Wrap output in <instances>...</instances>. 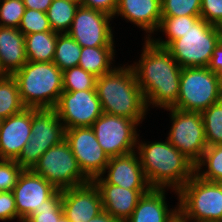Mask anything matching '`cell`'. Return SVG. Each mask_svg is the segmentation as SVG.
<instances>
[{
  "instance_id": "52a82bcc",
  "label": "cell",
  "mask_w": 222,
  "mask_h": 222,
  "mask_svg": "<svg viewBox=\"0 0 222 222\" xmlns=\"http://www.w3.org/2000/svg\"><path fill=\"white\" fill-rule=\"evenodd\" d=\"M222 99V79L208 67H185L180 74L178 100L172 107L202 112Z\"/></svg>"
},
{
  "instance_id": "b9f144b4",
  "label": "cell",
  "mask_w": 222,
  "mask_h": 222,
  "mask_svg": "<svg viewBox=\"0 0 222 222\" xmlns=\"http://www.w3.org/2000/svg\"><path fill=\"white\" fill-rule=\"evenodd\" d=\"M88 222H123V221L113 217L110 213L103 210L97 216L90 219Z\"/></svg>"
},
{
  "instance_id": "5b68a950",
  "label": "cell",
  "mask_w": 222,
  "mask_h": 222,
  "mask_svg": "<svg viewBox=\"0 0 222 222\" xmlns=\"http://www.w3.org/2000/svg\"><path fill=\"white\" fill-rule=\"evenodd\" d=\"M222 40V27L207 23L199 18L165 49L182 67H208L213 52Z\"/></svg>"
},
{
  "instance_id": "f35d334b",
  "label": "cell",
  "mask_w": 222,
  "mask_h": 222,
  "mask_svg": "<svg viewBox=\"0 0 222 222\" xmlns=\"http://www.w3.org/2000/svg\"><path fill=\"white\" fill-rule=\"evenodd\" d=\"M118 0H83L82 6L114 16Z\"/></svg>"
},
{
  "instance_id": "d6a6232c",
  "label": "cell",
  "mask_w": 222,
  "mask_h": 222,
  "mask_svg": "<svg viewBox=\"0 0 222 222\" xmlns=\"http://www.w3.org/2000/svg\"><path fill=\"white\" fill-rule=\"evenodd\" d=\"M18 29L24 34L52 31L46 12L26 8Z\"/></svg>"
},
{
  "instance_id": "83f0119b",
  "label": "cell",
  "mask_w": 222,
  "mask_h": 222,
  "mask_svg": "<svg viewBox=\"0 0 222 222\" xmlns=\"http://www.w3.org/2000/svg\"><path fill=\"white\" fill-rule=\"evenodd\" d=\"M79 5L66 0H52L46 14L51 30L57 33H67L72 25Z\"/></svg>"
},
{
  "instance_id": "cb8c5ba5",
  "label": "cell",
  "mask_w": 222,
  "mask_h": 222,
  "mask_svg": "<svg viewBox=\"0 0 222 222\" xmlns=\"http://www.w3.org/2000/svg\"><path fill=\"white\" fill-rule=\"evenodd\" d=\"M58 33L54 31L25 35L27 60L31 62H53Z\"/></svg>"
},
{
  "instance_id": "60d3db41",
  "label": "cell",
  "mask_w": 222,
  "mask_h": 222,
  "mask_svg": "<svg viewBox=\"0 0 222 222\" xmlns=\"http://www.w3.org/2000/svg\"><path fill=\"white\" fill-rule=\"evenodd\" d=\"M26 8L47 12L52 0H23Z\"/></svg>"
},
{
  "instance_id": "7c38bea8",
  "label": "cell",
  "mask_w": 222,
  "mask_h": 222,
  "mask_svg": "<svg viewBox=\"0 0 222 222\" xmlns=\"http://www.w3.org/2000/svg\"><path fill=\"white\" fill-rule=\"evenodd\" d=\"M113 20L111 15L79 6L67 33L81 47H116Z\"/></svg>"
},
{
  "instance_id": "ab89813d",
  "label": "cell",
  "mask_w": 222,
  "mask_h": 222,
  "mask_svg": "<svg viewBox=\"0 0 222 222\" xmlns=\"http://www.w3.org/2000/svg\"><path fill=\"white\" fill-rule=\"evenodd\" d=\"M208 68L222 79V40L216 46Z\"/></svg>"
},
{
  "instance_id": "2e32d148",
  "label": "cell",
  "mask_w": 222,
  "mask_h": 222,
  "mask_svg": "<svg viewBox=\"0 0 222 222\" xmlns=\"http://www.w3.org/2000/svg\"><path fill=\"white\" fill-rule=\"evenodd\" d=\"M62 208L70 222H88L103 211L99 189L90 181L62 190Z\"/></svg>"
},
{
  "instance_id": "f546056e",
  "label": "cell",
  "mask_w": 222,
  "mask_h": 222,
  "mask_svg": "<svg viewBox=\"0 0 222 222\" xmlns=\"http://www.w3.org/2000/svg\"><path fill=\"white\" fill-rule=\"evenodd\" d=\"M207 146L222 144V99L201 112Z\"/></svg>"
},
{
  "instance_id": "ffe728a7",
  "label": "cell",
  "mask_w": 222,
  "mask_h": 222,
  "mask_svg": "<svg viewBox=\"0 0 222 222\" xmlns=\"http://www.w3.org/2000/svg\"><path fill=\"white\" fill-rule=\"evenodd\" d=\"M169 191L170 194L177 196L175 206L172 204L170 206L167 201ZM178 213V192L170 189L151 188L140 197L132 215L125 222H169Z\"/></svg>"
},
{
  "instance_id": "ac0fdd59",
  "label": "cell",
  "mask_w": 222,
  "mask_h": 222,
  "mask_svg": "<svg viewBox=\"0 0 222 222\" xmlns=\"http://www.w3.org/2000/svg\"><path fill=\"white\" fill-rule=\"evenodd\" d=\"M32 108L2 119L0 125V159L16 160L32 135Z\"/></svg>"
},
{
  "instance_id": "74e56055",
  "label": "cell",
  "mask_w": 222,
  "mask_h": 222,
  "mask_svg": "<svg viewBox=\"0 0 222 222\" xmlns=\"http://www.w3.org/2000/svg\"><path fill=\"white\" fill-rule=\"evenodd\" d=\"M0 220L18 222V213L12 191H0Z\"/></svg>"
},
{
  "instance_id": "5bb4252c",
  "label": "cell",
  "mask_w": 222,
  "mask_h": 222,
  "mask_svg": "<svg viewBox=\"0 0 222 222\" xmlns=\"http://www.w3.org/2000/svg\"><path fill=\"white\" fill-rule=\"evenodd\" d=\"M65 140L90 181L103 174L110 158L99 145L92 127L65 129Z\"/></svg>"
},
{
  "instance_id": "4fadbf2b",
  "label": "cell",
  "mask_w": 222,
  "mask_h": 222,
  "mask_svg": "<svg viewBox=\"0 0 222 222\" xmlns=\"http://www.w3.org/2000/svg\"><path fill=\"white\" fill-rule=\"evenodd\" d=\"M54 109L64 129L91 127L103 113L96 89L63 91Z\"/></svg>"
},
{
  "instance_id": "6da1fadb",
  "label": "cell",
  "mask_w": 222,
  "mask_h": 222,
  "mask_svg": "<svg viewBox=\"0 0 222 222\" xmlns=\"http://www.w3.org/2000/svg\"><path fill=\"white\" fill-rule=\"evenodd\" d=\"M139 59L129 64L142 90L148 110L172 108L180 89L182 67L165 49L150 39L142 43Z\"/></svg>"
},
{
  "instance_id": "4316f807",
  "label": "cell",
  "mask_w": 222,
  "mask_h": 222,
  "mask_svg": "<svg viewBox=\"0 0 222 222\" xmlns=\"http://www.w3.org/2000/svg\"><path fill=\"white\" fill-rule=\"evenodd\" d=\"M195 174L210 182L222 181V144L208 146L195 165Z\"/></svg>"
},
{
  "instance_id": "30bf717a",
  "label": "cell",
  "mask_w": 222,
  "mask_h": 222,
  "mask_svg": "<svg viewBox=\"0 0 222 222\" xmlns=\"http://www.w3.org/2000/svg\"><path fill=\"white\" fill-rule=\"evenodd\" d=\"M171 119L167 140L194 165L202 158L207 146L204 122L201 112L164 109Z\"/></svg>"
},
{
  "instance_id": "8fae6325",
  "label": "cell",
  "mask_w": 222,
  "mask_h": 222,
  "mask_svg": "<svg viewBox=\"0 0 222 222\" xmlns=\"http://www.w3.org/2000/svg\"><path fill=\"white\" fill-rule=\"evenodd\" d=\"M143 121L102 113L91 126L101 148L109 158L136 151Z\"/></svg>"
},
{
  "instance_id": "7a4b0ae2",
  "label": "cell",
  "mask_w": 222,
  "mask_h": 222,
  "mask_svg": "<svg viewBox=\"0 0 222 222\" xmlns=\"http://www.w3.org/2000/svg\"><path fill=\"white\" fill-rule=\"evenodd\" d=\"M141 137L139 134L136 152L150 187L178 192L195 174V165L167 138L145 141Z\"/></svg>"
},
{
  "instance_id": "9c48e42d",
  "label": "cell",
  "mask_w": 222,
  "mask_h": 222,
  "mask_svg": "<svg viewBox=\"0 0 222 222\" xmlns=\"http://www.w3.org/2000/svg\"><path fill=\"white\" fill-rule=\"evenodd\" d=\"M32 170L58 190L90 182L80 169L70 145L65 139L49 148Z\"/></svg>"
},
{
  "instance_id": "44dd1931",
  "label": "cell",
  "mask_w": 222,
  "mask_h": 222,
  "mask_svg": "<svg viewBox=\"0 0 222 222\" xmlns=\"http://www.w3.org/2000/svg\"><path fill=\"white\" fill-rule=\"evenodd\" d=\"M99 189L103 210L125 222L137 206L140 197L149 190H130L107 183L101 176L93 180Z\"/></svg>"
},
{
  "instance_id": "d6986e66",
  "label": "cell",
  "mask_w": 222,
  "mask_h": 222,
  "mask_svg": "<svg viewBox=\"0 0 222 222\" xmlns=\"http://www.w3.org/2000/svg\"><path fill=\"white\" fill-rule=\"evenodd\" d=\"M101 177L109 184L130 190H150L136 151L109 159Z\"/></svg>"
},
{
  "instance_id": "1f68e13d",
  "label": "cell",
  "mask_w": 222,
  "mask_h": 222,
  "mask_svg": "<svg viewBox=\"0 0 222 222\" xmlns=\"http://www.w3.org/2000/svg\"><path fill=\"white\" fill-rule=\"evenodd\" d=\"M96 79L93 74L85 71L80 66L63 71V91H83L96 89Z\"/></svg>"
},
{
  "instance_id": "e575fe53",
  "label": "cell",
  "mask_w": 222,
  "mask_h": 222,
  "mask_svg": "<svg viewBox=\"0 0 222 222\" xmlns=\"http://www.w3.org/2000/svg\"><path fill=\"white\" fill-rule=\"evenodd\" d=\"M25 10L23 0H0V26L18 28Z\"/></svg>"
},
{
  "instance_id": "d590c367",
  "label": "cell",
  "mask_w": 222,
  "mask_h": 222,
  "mask_svg": "<svg viewBox=\"0 0 222 222\" xmlns=\"http://www.w3.org/2000/svg\"><path fill=\"white\" fill-rule=\"evenodd\" d=\"M22 171L16 160L0 159V191H12Z\"/></svg>"
},
{
  "instance_id": "3957f363",
  "label": "cell",
  "mask_w": 222,
  "mask_h": 222,
  "mask_svg": "<svg viewBox=\"0 0 222 222\" xmlns=\"http://www.w3.org/2000/svg\"><path fill=\"white\" fill-rule=\"evenodd\" d=\"M96 92L102 112L144 121L150 114L132 67L119 64L109 73L96 79Z\"/></svg>"
},
{
  "instance_id": "9a60e30c",
  "label": "cell",
  "mask_w": 222,
  "mask_h": 222,
  "mask_svg": "<svg viewBox=\"0 0 222 222\" xmlns=\"http://www.w3.org/2000/svg\"><path fill=\"white\" fill-rule=\"evenodd\" d=\"M57 190L32 169H23L12 190L18 213V222H23L35 209L43 206L44 201L48 200Z\"/></svg>"
},
{
  "instance_id": "277c9868",
  "label": "cell",
  "mask_w": 222,
  "mask_h": 222,
  "mask_svg": "<svg viewBox=\"0 0 222 222\" xmlns=\"http://www.w3.org/2000/svg\"><path fill=\"white\" fill-rule=\"evenodd\" d=\"M12 76L26 108H54L63 92V71L53 62L27 61Z\"/></svg>"
},
{
  "instance_id": "484cf974",
  "label": "cell",
  "mask_w": 222,
  "mask_h": 222,
  "mask_svg": "<svg viewBox=\"0 0 222 222\" xmlns=\"http://www.w3.org/2000/svg\"><path fill=\"white\" fill-rule=\"evenodd\" d=\"M25 108L16 79L12 75L0 78V118L6 119Z\"/></svg>"
},
{
  "instance_id": "603a6c76",
  "label": "cell",
  "mask_w": 222,
  "mask_h": 222,
  "mask_svg": "<svg viewBox=\"0 0 222 222\" xmlns=\"http://www.w3.org/2000/svg\"><path fill=\"white\" fill-rule=\"evenodd\" d=\"M116 47H82L79 64L95 77L111 72L117 65Z\"/></svg>"
},
{
  "instance_id": "8d00e7d4",
  "label": "cell",
  "mask_w": 222,
  "mask_h": 222,
  "mask_svg": "<svg viewBox=\"0 0 222 222\" xmlns=\"http://www.w3.org/2000/svg\"><path fill=\"white\" fill-rule=\"evenodd\" d=\"M200 16L207 23L222 27V0H201Z\"/></svg>"
},
{
  "instance_id": "ee69618b",
  "label": "cell",
  "mask_w": 222,
  "mask_h": 222,
  "mask_svg": "<svg viewBox=\"0 0 222 222\" xmlns=\"http://www.w3.org/2000/svg\"><path fill=\"white\" fill-rule=\"evenodd\" d=\"M8 74L2 69L1 63H0V78H3L7 76Z\"/></svg>"
},
{
  "instance_id": "4dcf8cb0",
  "label": "cell",
  "mask_w": 222,
  "mask_h": 222,
  "mask_svg": "<svg viewBox=\"0 0 222 222\" xmlns=\"http://www.w3.org/2000/svg\"><path fill=\"white\" fill-rule=\"evenodd\" d=\"M64 215L62 208V190H57L44 205L34 212L23 222H58Z\"/></svg>"
},
{
  "instance_id": "7402d4cb",
  "label": "cell",
  "mask_w": 222,
  "mask_h": 222,
  "mask_svg": "<svg viewBox=\"0 0 222 222\" xmlns=\"http://www.w3.org/2000/svg\"><path fill=\"white\" fill-rule=\"evenodd\" d=\"M25 35L13 27L0 26V63L2 69L13 75L27 63Z\"/></svg>"
},
{
  "instance_id": "d4e9b609",
  "label": "cell",
  "mask_w": 222,
  "mask_h": 222,
  "mask_svg": "<svg viewBox=\"0 0 222 222\" xmlns=\"http://www.w3.org/2000/svg\"><path fill=\"white\" fill-rule=\"evenodd\" d=\"M201 16H162L160 26L157 30L163 36H153L150 40L158 47L166 48L172 41L181 38L191 25ZM165 36V39L163 37Z\"/></svg>"
},
{
  "instance_id": "7bdbcfd3",
  "label": "cell",
  "mask_w": 222,
  "mask_h": 222,
  "mask_svg": "<svg viewBox=\"0 0 222 222\" xmlns=\"http://www.w3.org/2000/svg\"><path fill=\"white\" fill-rule=\"evenodd\" d=\"M169 222H188L187 219L179 212Z\"/></svg>"
},
{
  "instance_id": "836d02e7",
  "label": "cell",
  "mask_w": 222,
  "mask_h": 222,
  "mask_svg": "<svg viewBox=\"0 0 222 222\" xmlns=\"http://www.w3.org/2000/svg\"><path fill=\"white\" fill-rule=\"evenodd\" d=\"M162 16H200L201 0H161Z\"/></svg>"
},
{
  "instance_id": "f1b7e54d",
  "label": "cell",
  "mask_w": 222,
  "mask_h": 222,
  "mask_svg": "<svg viewBox=\"0 0 222 222\" xmlns=\"http://www.w3.org/2000/svg\"><path fill=\"white\" fill-rule=\"evenodd\" d=\"M81 48L68 33H58L53 63L62 71L78 66Z\"/></svg>"
},
{
  "instance_id": "e0dca14e",
  "label": "cell",
  "mask_w": 222,
  "mask_h": 222,
  "mask_svg": "<svg viewBox=\"0 0 222 222\" xmlns=\"http://www.w3.org/2000/svg\"><path fill=\"white\" fill-rule=\"evenodd\" d=\"M121 17L143 31L142 41L151 39L162 20L161 0H118L114 20Z\"/></svg>"
},
{
  "instance_id": "f6af8a7d",
  "label": "cell",
  "mask_w": 222,
  "mask_h": 222,
  "mask_svg": "<svg viewBox=\"0 0 222 222\" xmlns=\"http://www.w3.org/2000/svg\"><path fill=\"white\" fill-rule=\"evenodd\" d=\"M66 1L73 2V3H75V4L79 5V6H82V4H83V0H66Z\"/></svg>"
},
{
  "instance_id": "8992f818",
  "label": "cell",
  "mask_w": 222,
  "mask_h": 222,
  "mask_svg": "<svg viewBox=\"0 0 222 222\" xmlns=\"http://www.w3.org/2000/svg\"><path fill=\"white\" fill-rule=\"evenodd\" d=\"M179 212L188 222L222 221L221 182H210L194 174L178 191Z\"/></svg>"
},
{
  "instance_id": "bcb514c9",
  "label": "cell",
  "mask_w": 222,
  "mask_h": 222,
  "mask_svg": "<svg viewBox=\"0 0 222 222\" xmlns=\"http://www.w3.org/2000/svg\"><path fill=\"white\" fill-rule=\"evenodd\" d=\"M58 222H70L66 217L65 215H63Z\"/></svg>"
},
{
  "instance_id": "ba28073f",
  "label": "cell",
  "mask_w": 222,
  "mask_h": 222,
  "mask_svg": "<svg viewBox=\"0 0 222 222\" xmlns=\"http://www.w3.org/2000/svg\"><path fill=\"white\" fill-rule=\"evenodd\" d=\"M32 135L16 159L22 169H33L40 157L65 139L63 123L54 108H32Z\"/></svg>"
}]
</instances>
